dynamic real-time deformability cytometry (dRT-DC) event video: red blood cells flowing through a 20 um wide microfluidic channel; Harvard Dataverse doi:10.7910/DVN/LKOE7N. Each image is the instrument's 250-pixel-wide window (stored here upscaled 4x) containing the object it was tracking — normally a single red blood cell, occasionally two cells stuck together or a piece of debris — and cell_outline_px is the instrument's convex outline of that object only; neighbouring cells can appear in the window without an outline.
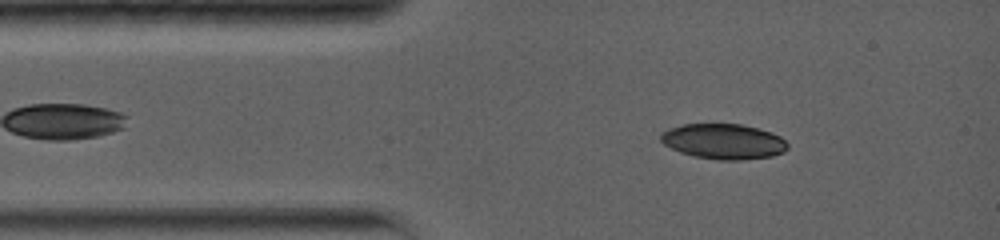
{"species": "common noctule bat (a hibernating species)", "species_latin": "Nyctalus noctula", "temperature_condition": "warm", "stored_images_in_passage": 10, "camera_frame_rate_fps": 5000, "um_per_image_px": 0.085, "animal": {"sex": "female", "body_mass_g": 19.0, "forearm_length_mm": 56.7}, "frame": {"image": 1, "passage_image": 9, "time_ms": 1.6, "image_size_px": [1000, 240], "cell_outline_px": [[788, 148], [784, 152], [772, 156], [740, 160], [716, 160], [692, 156], [680, 152], [664, 144], [660, 140], [660, 132], [668, 128], [684, 124], [740, 124], [756, 128], [780, 136], [788, 144]], "centroid_in_image_um": [61.47, 12.03], "position_along_channel_um": 23.5, "area_um2": 26.13}}